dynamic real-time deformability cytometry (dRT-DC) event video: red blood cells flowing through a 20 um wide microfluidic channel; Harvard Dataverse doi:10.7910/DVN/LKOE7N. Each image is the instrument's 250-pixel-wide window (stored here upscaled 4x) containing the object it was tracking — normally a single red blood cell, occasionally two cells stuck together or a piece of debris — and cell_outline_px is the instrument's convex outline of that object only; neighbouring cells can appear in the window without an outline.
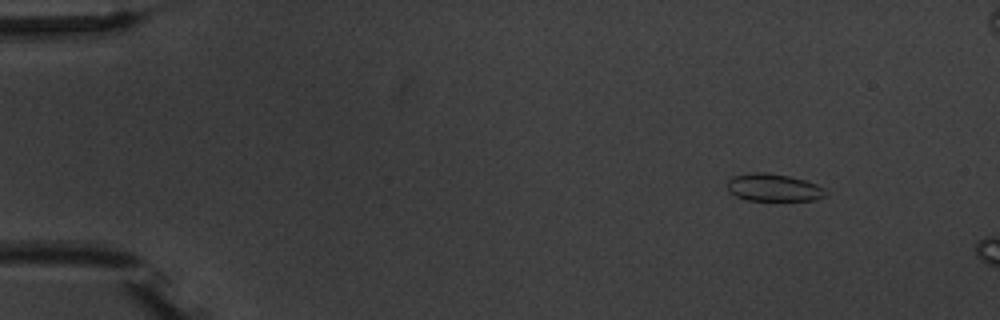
{"species": "common noctule bat (a hibernating species)", "species_latin": "Nyctalus noctula", "temperature_condition": "warm", "stored_images_in_passage": 5, "camera_frame_rate_fps": 3000, "um_per_image_px": 0.085, "animal": {"sex": "male", "body_mass_g": 20.1, "forearm_length_mm": 53.5}, "frame": {"image": 1, "passage_image": 2, "time_ms": 1.0, "image_size_px": [1000, 320], "cell_outline_px": [[828, 192], [824, 196], [816, 200], [748, 200], [736, 196], [728, 192], [724, 184], [732, 176], [756, 172], [764, 172], [788, 176], [804, 180], [816, 184], [824, 188]], "centroid_in_image_um": [65.71, 15.94], "position_along_channel_um": 19.3, "area_um2": 15.84}}